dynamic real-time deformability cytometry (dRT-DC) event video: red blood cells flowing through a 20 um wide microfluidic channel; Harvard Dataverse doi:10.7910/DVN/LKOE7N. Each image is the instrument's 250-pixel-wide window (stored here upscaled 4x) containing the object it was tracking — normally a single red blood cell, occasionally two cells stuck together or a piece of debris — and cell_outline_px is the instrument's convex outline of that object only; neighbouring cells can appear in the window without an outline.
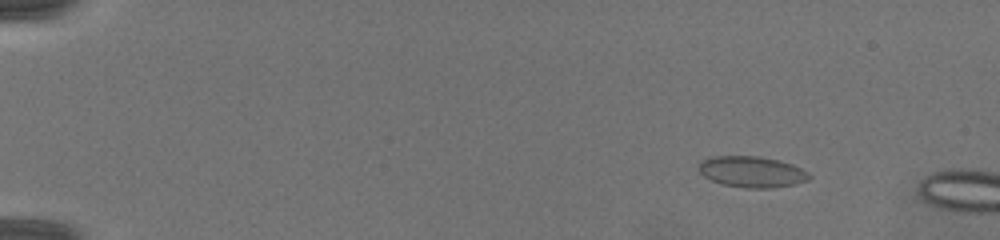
{"species": "common noctule bat (a hibernating species)", "species_latin": "Nyctalus noctula", "temperature_condition": "warm", "stored_images_in_passage": 21, "camera_frame_rate_fps": 3000, "um_per_image_px": 0.085, "animal": {"sex": "female", "body_mass_g": 19.5, "forearm_length_mm": 54.1}, "frame": {"image": 1, "passage_image": 4, "time_ms": 0.667, "image_size_px": [1000, 240], "cell_outline_px": [[812, 176], [808, 180], [792, 184], [772, 188], [748, 188], [724, 184], [712, 180], [704, 176], [696, 168], [704, 160], [716, 156], [756, 156], [776, 160], [792, 164], [808, 172]], "centroid_in_image_um": [63.91, 14.61], "position_along_channel_um": 21.1, "area_um2": 19.65}}